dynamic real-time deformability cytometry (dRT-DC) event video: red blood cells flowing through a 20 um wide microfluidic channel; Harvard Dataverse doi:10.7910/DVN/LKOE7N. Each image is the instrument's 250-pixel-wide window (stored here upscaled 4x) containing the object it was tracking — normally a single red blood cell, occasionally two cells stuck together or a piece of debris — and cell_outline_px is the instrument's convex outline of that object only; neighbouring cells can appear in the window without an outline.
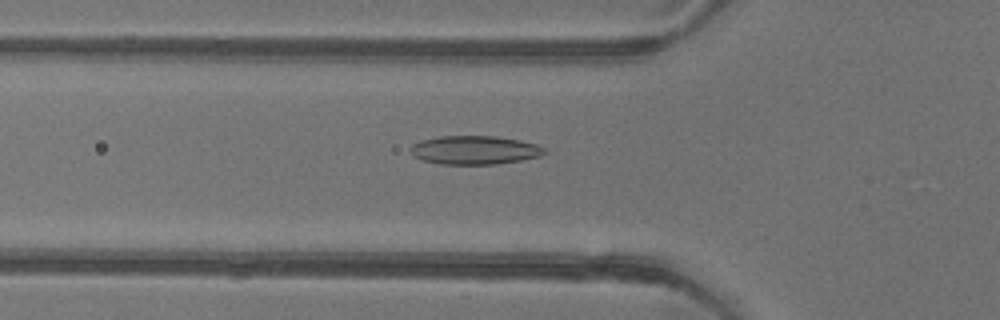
{"species": "common noctule bat (a hibernating species)", "species_latin": "Nyctalus noctula", "temperature_condition": "warm", "stored_images_in_passage": 52, "camera_frame_rate_fps": 3000, "um_per_image_px": 0.085, "animal": {"sex": "female"}, "frame": {"image": 1, "passage_image": 18, "time_ms": 5.667, "image_size_px": [1000, 320], "cell_outline_px": [[548, 152], [540, 156], [520, 160], [496, 164], [440, 164], [424, 160], [412, 156], [412, 144], [420, 140], [440, 136], [496, 136], [520, 140], [536, 144], [544, 148]], "centroid_in_image_um": [40.35, 12.75], "position_along_channel_um": 85.4, "area_um2": 22.31}}
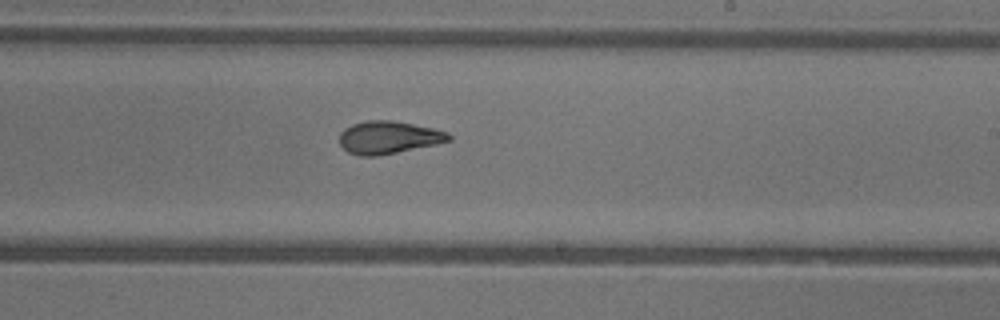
{"frame": {"image": 2, "passage_image": 31, "time_ms": 10.0, "image_size_px": [1000, 320], "cell_outline_px": [[452, 140], [436, 144], [376, 156], [360, 156], [348, 152], [340, 144], [340, 132], [344, 128], [352, 124], [368, 120], [392, 120], [432, 128], [448, 132], [452, 136]], "centroid_in_image_um": [33.02, 11.67], "position_along_channel_um": 256.0, "area_um2": 20.69}}
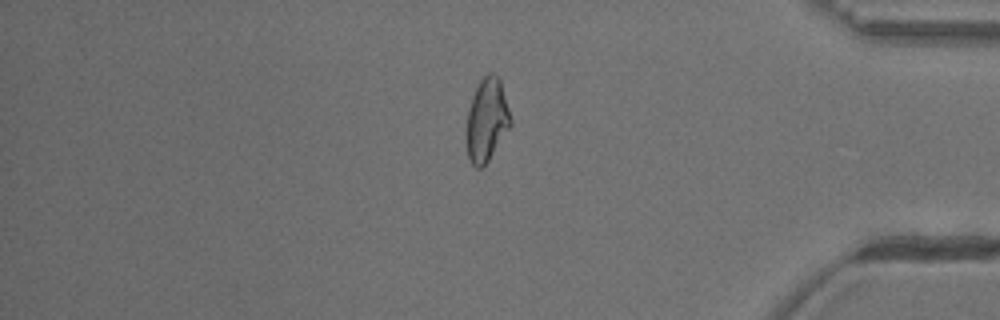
{"frame": {"image": 3, "passage_image": 44, "time_ms": 14.333, "image_size_px": [1000, 320], "cell_outline_px": [[512, 124], [484, 168], [476, 168], [468, 160], [468, 108], [472, 96], [480, 80], [488, 72], [492, 72], [500, 80], [512, 120]], "centroid_in_image_um": [41.4, 10.21], "position_along_channel_um": 393.8, "area_um2": 21.15}, "authors_computed_cell_mechanics": {"area_um2": 21.8484, "velocity_mm_per_s": 3.9197, "shape_relaxation_time_tau1_ms": null, "shape_relaxation_time_tau2_ms": 2.2341, "deformation_change_tau1": null, "deformation_change_tau2": 0.1017}}